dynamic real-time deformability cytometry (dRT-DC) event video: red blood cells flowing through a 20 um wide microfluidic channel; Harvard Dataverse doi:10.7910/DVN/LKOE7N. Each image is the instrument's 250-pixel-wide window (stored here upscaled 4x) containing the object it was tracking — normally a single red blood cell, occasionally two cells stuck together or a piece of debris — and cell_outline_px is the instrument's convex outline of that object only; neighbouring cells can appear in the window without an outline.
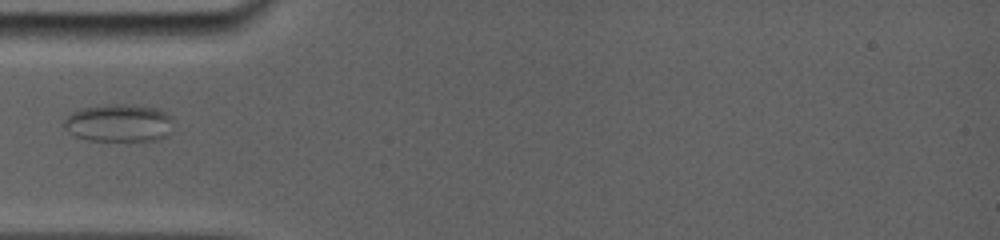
{"species": "common noctule bat (a hibernating species)", "species_latin": "Nyctalus noctula", "temperature_condition": "room temperature", "stored_images_in_passage": 24, "camera_frame_rate_fps": 5000, "um_per_image_px": 0.085, "animal": {"sex": "female", "body_mass_g": 19.0, "forearm_length_mm": 56.7}, "frame": {"image": 1, "passage_image": 3, "time_ms": 1.6, "image_size_px": [1000, 240], "cell_outline_px": [[172, 120], [168, 136], [156, 140], [88, 140], [76, 136], [68, 132], [60, 124], [72, 112], [80, 108], [108, 104], [132, 104], [156, 108], [172, 116]], "centroid_in_image_um": [10.07, 10.44], "position_along_channel_um": 74.9, "area_um2": 24.16}}
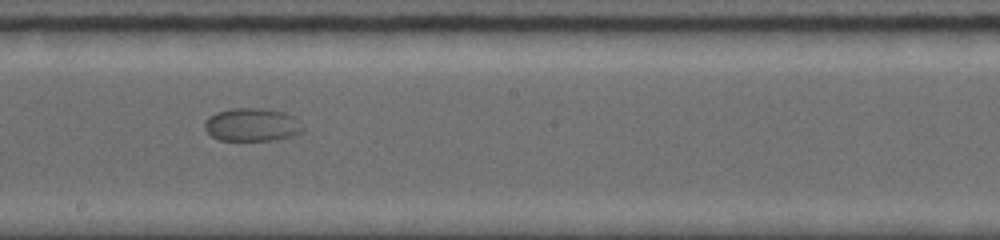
{"frame": {"image": 2, "passage_image": 8, "time_ms": 5.8, "image_size_px": [1000, 240], "cell_outline_px": [[304, 128], [300, 132], [292, 136], [272, 140], [216, 140], [204, 128], [204, 124], [208, 116], [216, 112], [232, 108], [264, 108], [284, 112], [300, 120]], "centroid_in_image_um": [21.41, 10.59], "position_along_channel_um": 226.8, "area_um2": 19.07}}
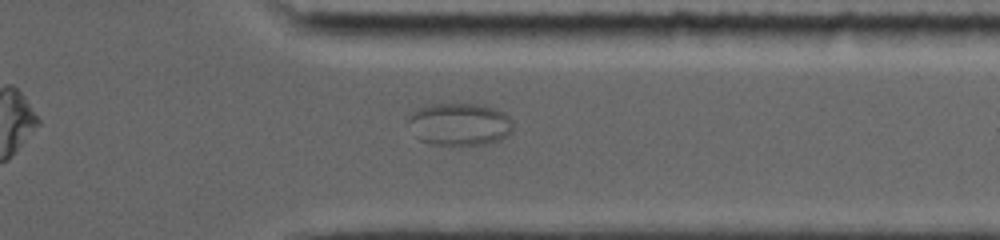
{"frame": {"image": 3, "passage_image": 17, "time_ms": 9.8, "image_size_px": [1000, 240], "cell_outline_px": [[512, 132], [500, 140], [484, 144], [432, 144], [420, 140], [408, 120], [408, 112], [428, 104], [484, 104], [496, 108], [504, 112], [512, 120]], "centroid_in_image_um": [39.09, 10.53], "position_along_channel_um": 372.3, "area_um2": 25.95}}